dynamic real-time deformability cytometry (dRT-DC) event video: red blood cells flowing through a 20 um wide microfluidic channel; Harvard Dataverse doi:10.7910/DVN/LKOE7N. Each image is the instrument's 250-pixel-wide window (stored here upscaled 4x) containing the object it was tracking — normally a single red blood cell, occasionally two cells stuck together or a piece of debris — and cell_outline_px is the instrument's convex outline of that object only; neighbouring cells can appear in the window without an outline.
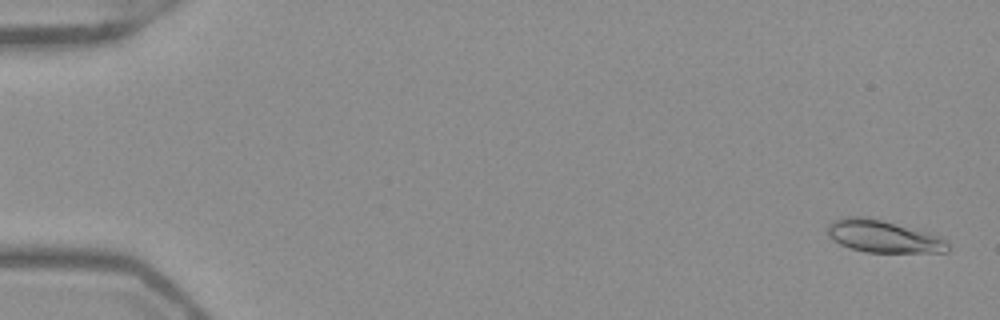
{"species": "Egyptian fruit bat (a non-hibernating species)", "species_latin": "Rousettus aegyptiacus", "temperature_condition": "warm", "stored_images_in_passage": 53, "camera_frame_rate_fps": 3000, "um_per_image_px": 0.085, "frame": {"image": 1, "passage_image": 2, "time_ms": 0.333, "image_size_px": [1000, 320], "cell_outline_px": [[948, 252], [864, 252], [840, 244], [832, 240], [828, 236], [828, 224], [844, 216], [868, 216], [944, 236], [948, 244]], "centroid_in_image_um": [75.1, 20.08], "position_along_channel_um": 9.9, "area_um2": 22.89}}
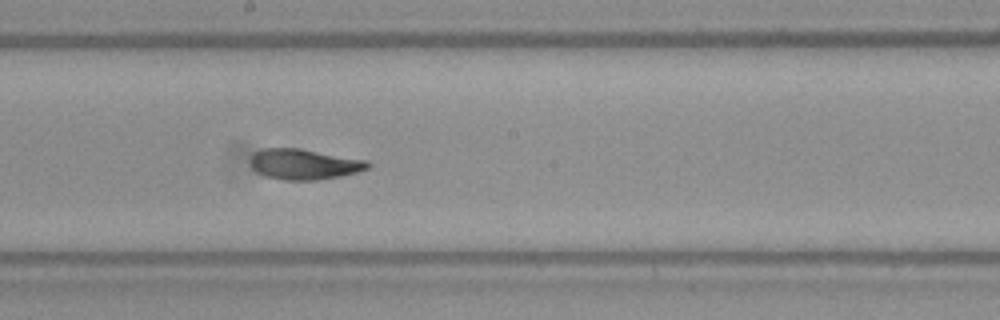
{"frame": {"image": 2, "passage_image": 30, "time_ms": 9.667, "image_size_px": [1000, 320], "cell_outline_px": [[372, 164], [368, 168], [356, 172], [340, 176], [316, 180], [284, 180], [268, 176], [256, 172], [252, 168], [248, 160], [252, 152], [264, 148], [300, 148], [368, 160]], "centroid_in_image_um": [25.82, 13.94], "position_along_channel_um": 222.4, "area_um2": 21.1}}
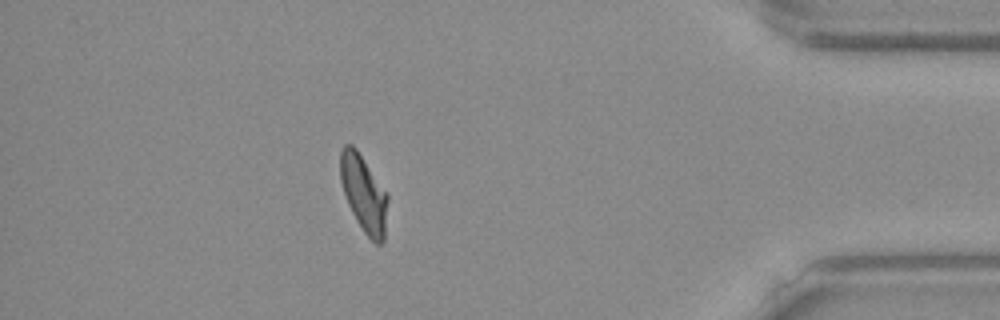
{"frame": {"image": 3, "passage_image": 47, "time_ms": 15.333, "image_size_px": [1000, 320], "cell_outline_px": [[388, 200], [384, 240], [380, 244], [376, 244], [364, 232], [356, 220], [348, 204], [340, 180], [340, 152], [344, 144], [352, 144], [356, 148], [388, 196]], "centroid_in_image_um": [30.91, 16.46], "position_along_channel_um": 404.3, "area_um2": 20.87}, "authors_computed_cell_mechanics": {"area_um2": 21.2126, "velocity_mm_per_s": 3.9307, "shape_relaxation_time_tau1_ms": 6.5398, "shape_relaxation_time_tau2_ms": 1.7295, "deformation_change_tau1": 0.1931, "deformation_change_tau2": 0.0612}}